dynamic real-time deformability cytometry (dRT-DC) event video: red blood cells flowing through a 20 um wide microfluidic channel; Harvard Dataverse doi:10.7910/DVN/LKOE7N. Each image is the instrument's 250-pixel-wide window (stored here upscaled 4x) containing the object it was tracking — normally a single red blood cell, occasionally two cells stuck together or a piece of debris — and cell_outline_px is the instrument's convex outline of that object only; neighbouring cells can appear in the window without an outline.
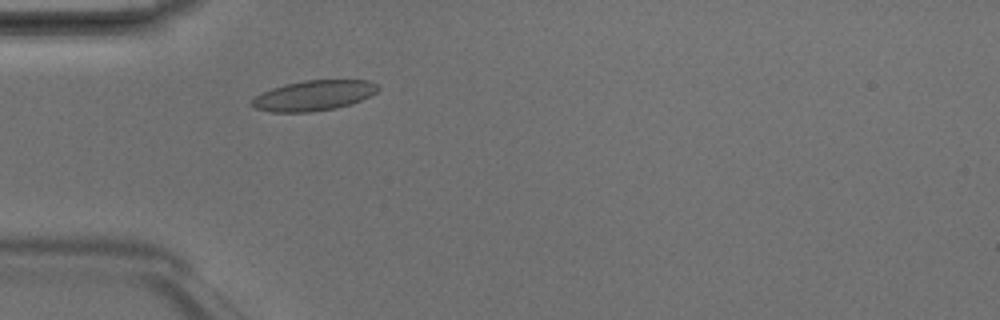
{"species": "Egyptian fruit bat (a non-hibernating species)", "species_latin": "Rousettus aegyptiacus", "temperature_condition": "room temperature", "stored_images_in_passage": 3, "camera_frame_rate_fps": 3000, "um_per_image_px": 0.085, "animal": {"sex": "male"}, "frame": {"image": 1, "passage_image": 3, "time_ms": 0.667, "image_size_px": [1000, 320], "cell_outline_px": [[380, 88], [376, 92], [352, 104], [336, 108], [308, 112], [272, 112], [256, 108], [252, 104], [252, 100], [256, 96], [272, 88], [284, 84], [304, 80], [368, 80], [376, 84]], "centroid_in_image_um": [26.68, 8.11], "position_along_channel_um": 58.3, "area_um2": 22.02}}